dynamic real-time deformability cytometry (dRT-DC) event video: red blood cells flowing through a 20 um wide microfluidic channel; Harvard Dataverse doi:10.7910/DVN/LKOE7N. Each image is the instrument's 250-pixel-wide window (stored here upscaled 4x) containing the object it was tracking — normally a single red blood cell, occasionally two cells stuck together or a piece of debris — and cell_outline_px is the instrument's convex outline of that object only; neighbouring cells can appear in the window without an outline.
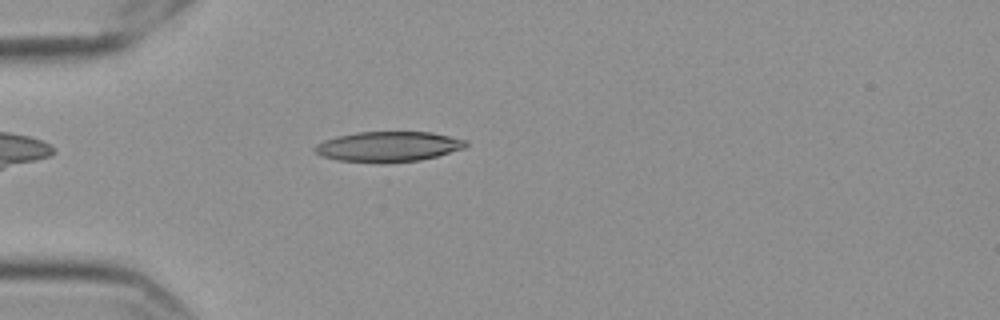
{"species": "Egyptian fruit bat (a non-hibernating species)", "species_latin": "Rousettus aegyptiacus", "temperature_condition": "cold", "stored_images_in_passage": 46, "camera_frame_rate_fps": 3000, "um_per_image_px": 0.085, "frame": {"image": 1, "passage_image": 6, "time_ms": 1.667, "image_size_px": [1000, 320], "cell_outline_px": [[468, 144], [464, 148], [436, 156], [420, 160], [384, 164], [380, 164], [336, 160], [320, 156], [312, 148], [316, 144], [324, 140], [336, 136], [356, 132], [432, 132], [468, 140]], "centroid_in_image_um": [32.97, 12.47], "position_along_channel_um": 52.0, "area_um2": 27.05}}
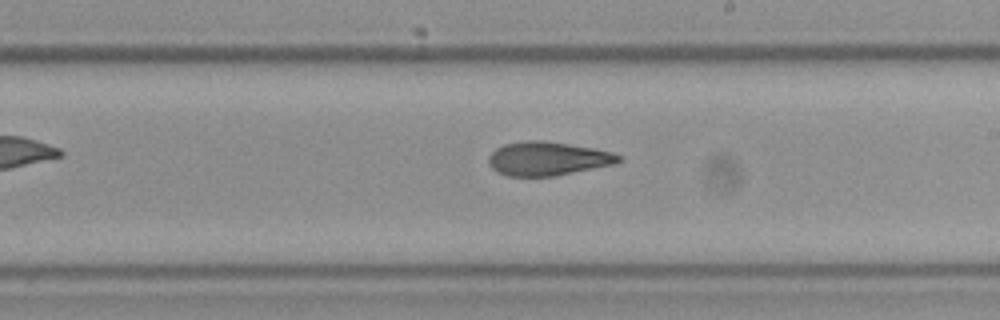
{"frame": {"image": 2, "passage_image": 23, "time_ms": 7.333, "image_size_px": [1000, 320], "cell_outline_px": [[624, 160], [612, 164], [556, 176], [508, 176], [492, 168], [488, 160], [488, 156], [496, 148], [504, 144], [524, 140], [544, 140], [596, 148], [612, 152], [620, 156]], "centroid_in_image_um": [46.56, 13.47], "position_along_channel_um": 242.4, "area_um2": 25.61}}
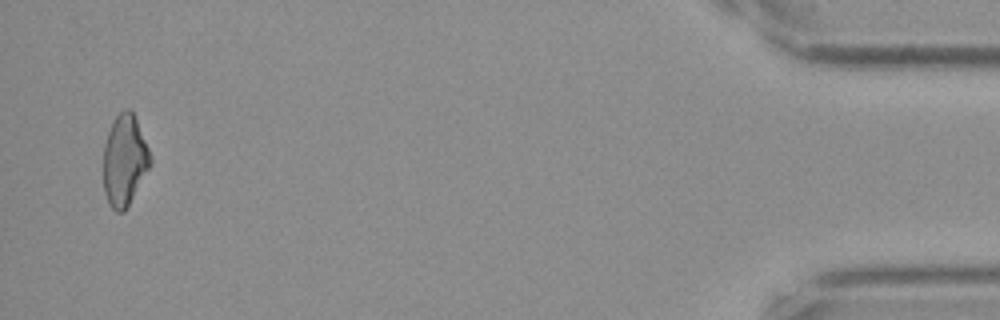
{"frame": {"image": 3, "passage_image": 45, "time_ms": 14.667, "image_size_px": [1000, 320], "cell_outline_px": [[152, 160], [148, 168], [124, 212], [116, 212], [108, 204], [104, 192], [104, 144], [108, 132], [116, 116], [124, 108], [128, 108], [132, 112], [136, 120], [148, 148]], "centroid_in_image_um": [10.56, 13.64], "position_along_channel_um": 424.6, "area_um2": 24.33}, "authors_computed_cell_mechanics": {"area_um2": 25.8366, "velocity_mm_per_s": 3.5698, "shape_relaxation_time_tau1_ms": 7.0946, "shape_relaxation_time_tau2_ms": 6.4965, "deformation_change_tau1": 0.1639, "deformation_change_tau2": 0.1539}}